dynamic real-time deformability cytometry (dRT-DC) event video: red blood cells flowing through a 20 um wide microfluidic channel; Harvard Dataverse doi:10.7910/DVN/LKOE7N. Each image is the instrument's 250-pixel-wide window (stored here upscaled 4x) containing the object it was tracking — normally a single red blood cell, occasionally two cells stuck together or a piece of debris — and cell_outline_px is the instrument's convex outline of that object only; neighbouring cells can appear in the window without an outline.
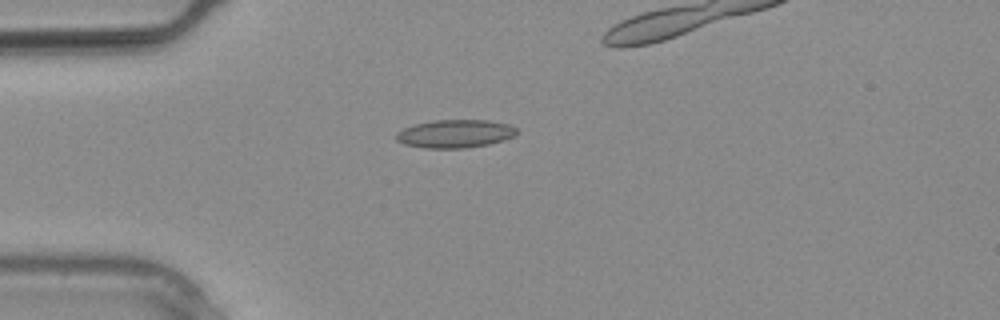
{"species": "common noctule bat (a hibernating species)", "species_latin": "Nyctalus noctula", "temperature_condition": "warm", "stored_images_in_passage": 7, "camera_frame_rate_fps": 3000, "um_per_image_px": 0.085, "animal": {"sex": "male", "body_mass_g": 20.4}, "frame": {"image": 1, "passage_image": 5, "time_ms": 1.333, "image_size_px": [1000, 320], "cell_outline_px": [[520, 132], [504, 140], [488, 144], [464, 148], [424, 148], [404, 144], [396, 140], [396, 132], [404, 128], [416, 124], [432, 120], [488, 120], [508, 124], [516, 128]], "centroid_in_image_um": [38.68, 11.36], "position_along_channel_um": 46.3, "area_um2": 19.77}}